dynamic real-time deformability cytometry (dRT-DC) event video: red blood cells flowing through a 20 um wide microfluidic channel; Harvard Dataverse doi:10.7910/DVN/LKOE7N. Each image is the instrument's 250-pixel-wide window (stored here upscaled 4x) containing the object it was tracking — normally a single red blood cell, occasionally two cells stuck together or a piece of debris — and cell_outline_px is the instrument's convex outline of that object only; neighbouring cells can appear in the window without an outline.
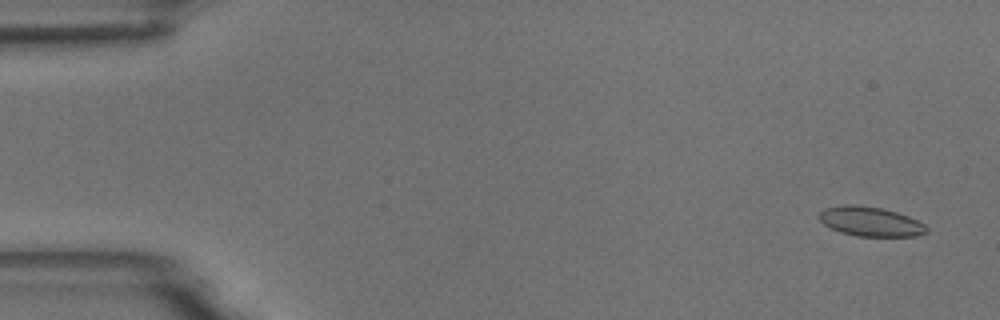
{"species": "common noctule bat (a hibernating species)", "species_latin": "Nyctalus noctula", "temperature_condition": "room temperature", "stored_images_in_passage": 5, "camera_frame_rate_fps": 3000, "um_per_image_px": 0.085, "animal": {"sex": "male", "body_mass_g": 18.8}, "frame": {"image": 1, "passage_image": 1, "time_ms": 0.0, "image_size_px": [1000, 320], "cell_outline_px": [[928, 232], [916, 236], [856, 236], [840, 232], [824, 224], [816, 216], [824, 208], [844, 204], [856, 204], [880, 208], [896, 212], [908, 216], [924, 224], [928, 228]], "centroid_in_image_um": [73.96, 18.82], "position_along_channel_um": 11.0, "area_um2": 18.5}}
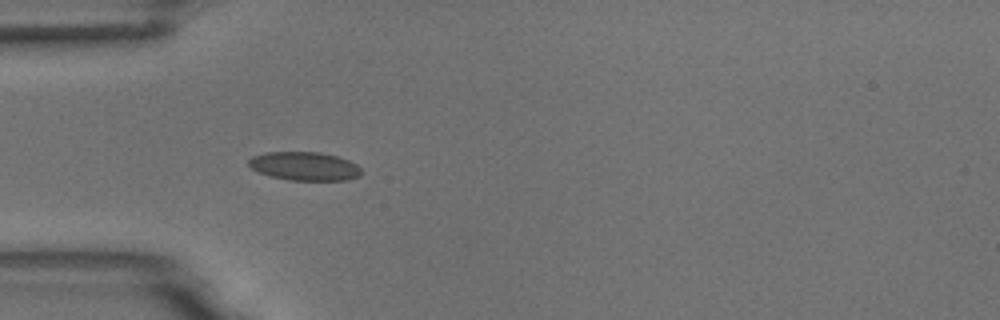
{"frame": {"image": 2, "passage_image": 5, "time_ms": 4.667, "image_size_px": [1000, 320], "cell_outline_px": [[364, 172], [360, 176], [348, 180], [288, 180], [272, 176], [260, 172], [252, 168], [248, 164], [248, 160], [252, 156], [268, 152], [320, 152], [336, 156], [348, 160], [356, 164]], "centroid_in_image_um": [25.92, 14.13], "position_along_channel_um": 59.1, "area_um2": 18.73}}